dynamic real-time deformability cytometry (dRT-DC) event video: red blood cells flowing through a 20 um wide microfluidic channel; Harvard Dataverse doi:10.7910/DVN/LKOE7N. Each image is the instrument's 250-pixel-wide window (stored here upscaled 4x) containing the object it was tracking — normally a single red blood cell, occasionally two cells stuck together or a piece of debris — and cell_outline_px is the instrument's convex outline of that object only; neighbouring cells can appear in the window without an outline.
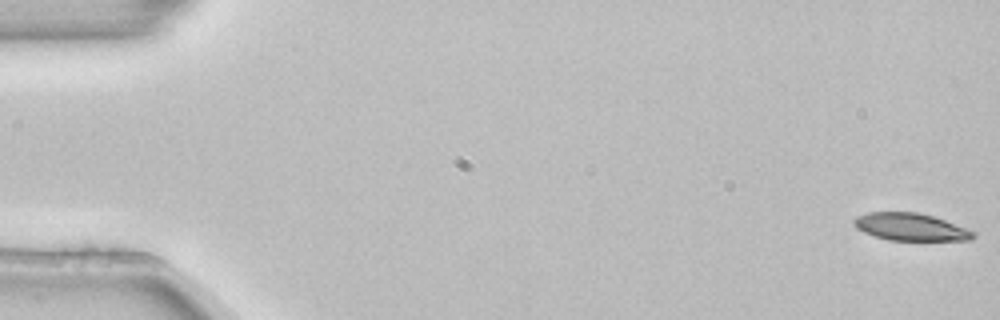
{"species": "common noctule bat (a hibernating species)", "species_latin": "Nyctalus noctula", "temperature_condition": "room temperature", "stored_images_in_passage": 5, "camera_frame_rate_fps": 3000, "um_per_image_px": 0.085, "animal": {"sex": "female", "body_mass_g": 22.7, "forearm_length_mm": 54.2}, "frame": {"image": 1, "passage_image": 1, "time_ms": 0.0, "image_size_px": [1000, 320], "cell_outline_px": [[976, 236], [972, 240], [888, 240], [864, 232], [856, 228], [852, 224], [852, 220], [856, 216], [868, 212], [920, 212], [944, 220], [976, 232]], "centroid_in_image_um": [77.38, 19.28], "position_along_channel_um": 7.6, "area_um2": 19.07}}
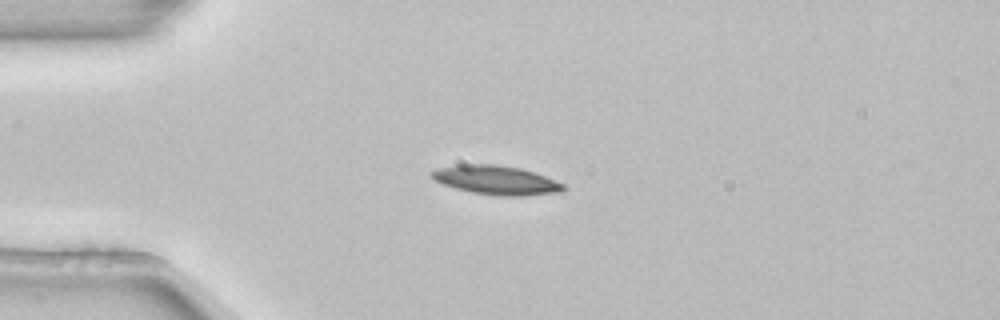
{"frame": {"image": 2, "passage_image": 4, "time_ms": 1.0, "image_size_px": [1000, 320], "cell_outline_px": [[568, 188], [564, 192], [524, 196], [500, 196], [472, 192], [456, 188], [444, 184], [436, 180], [432, 176], [432, 172], [440, 168], [456, 164], [496, 164], [520, 168], [536, 172], [564, 184]], "centroid_in_image_um": [42.27, 15.31], "position_along_channel_um": 42.7, "area_um2": 22.31}}